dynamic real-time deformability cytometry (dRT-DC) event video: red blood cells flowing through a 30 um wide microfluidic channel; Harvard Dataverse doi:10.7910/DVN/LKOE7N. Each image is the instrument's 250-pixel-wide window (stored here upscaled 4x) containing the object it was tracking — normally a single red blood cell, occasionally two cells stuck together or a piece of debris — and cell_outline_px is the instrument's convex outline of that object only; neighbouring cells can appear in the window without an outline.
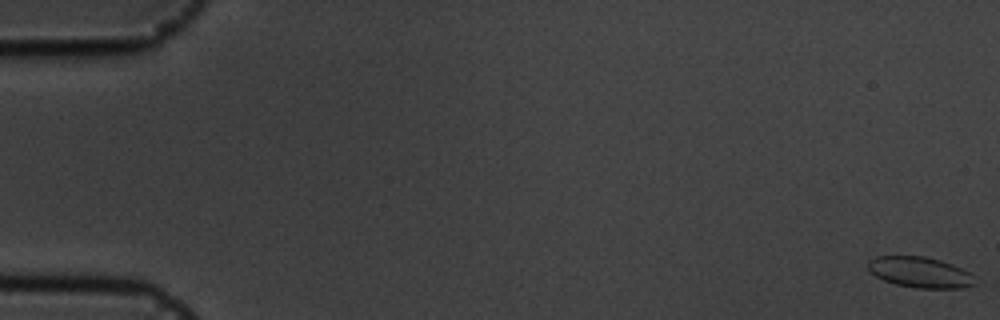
{"species": "common noctule bat (a hibernating species)", "species_latin": "Nyctalus noctula", "temperature_condition": "cold", "stored_images_in_passage": 10, "camera_frame_rate_fps": 3000, "um_per_image_px": 0.085, "animal": {"sex": "male", "body_mass_g": 19.5, "forearm_length_mm": 54.6}, "frame": {"image": 1, "passage_image": 1, "time_ms": 0.0, "image_size_px": [1000, 320], "cell_outline_px": [[980, 284], [960, 288], [916, 288], [896, 284], [884, 280], [876, 276], [868, 268], [868, 260], [876, 256], [924, 256], [940, 260], [952, 264], [968, 272]], "centroid_in_image_um": [78.22, 23.14], "position_along_channel_um": 6.8, "area_um2": 19.13}}